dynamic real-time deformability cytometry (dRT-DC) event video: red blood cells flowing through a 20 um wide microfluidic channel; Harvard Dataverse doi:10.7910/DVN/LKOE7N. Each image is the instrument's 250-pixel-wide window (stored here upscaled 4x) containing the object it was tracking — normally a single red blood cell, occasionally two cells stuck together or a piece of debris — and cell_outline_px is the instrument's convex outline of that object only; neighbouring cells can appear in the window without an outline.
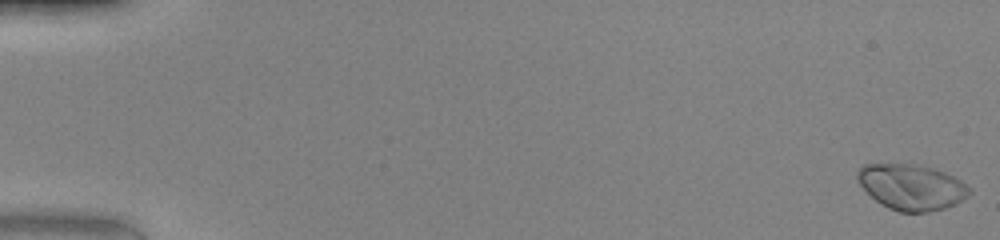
{"species": "human", "species_latin": "Homo sapiens", "temperature_condition": "warm", "stored_images_in_passage": 50, "camera_frame_rate_fps": 3000, "um_per_image_px": 0.085, "donor": {"sex": "female"}, "frame": {"image": 1, "passage_image": 1, "time_ms": 0.0, "image_size_px": [1000, 240], "cell_outline_px": [[972, 192], [968, 196], [956, 204], [944, 208], [928, 212], [900, 212], [888, 208], [880, 204], [856, 180], [856, 172], [864, 164], [916, 164], [932, 168], [944, 172], [960, 180], [972, 188]], "centroid_in_image_um": [77.49, 15.9], "position_along_channel_um": 7.5, "area_um2": 29.82}}
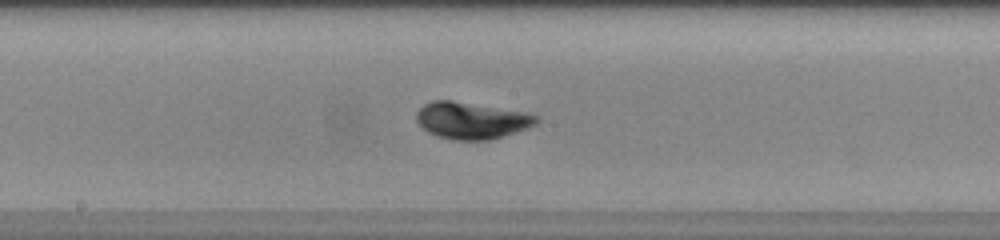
{"frame": {"image": 2, "passage_image": 28, "time_ms": 9.0, "image_size_px": [1000, 240], "cell_outline_px": [[540, 120], [536, 124], [528, 128], [488, 140], [452, 140], [436, 136], [428, 132], [416, 120], [416, 112], [424, 104], [432, 100], [452, 100], [528, 112], [540, 116]], "centroid_in_image_um": [40.1, 10.23], "position_along_channel_um": 208.1, "area_um2": 25.89}}
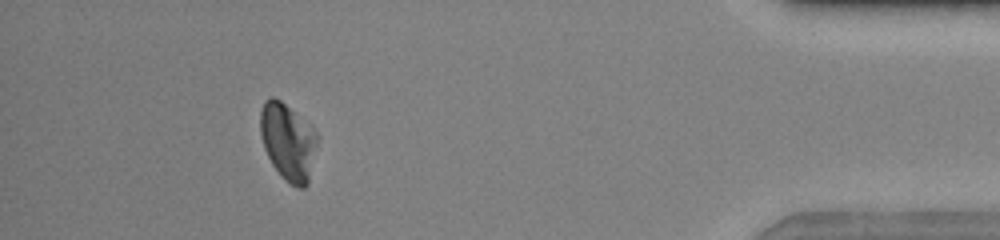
{"frame": {"image": 3, "passage_image": 46, "time_ms": 15.0, "image_size_px": [1000, 240], "cell_outline_px": [[320, 136], [308, 184], [304, 188], [300, 188], [284, 180], [272, 164], [264, 148], [260, 132], [260, 112], [264, 100], [272, 96], [280, 100], [312, 124]], "centroid_in_image_um": [24.52, 12.02], "position_along_channel_um": 410.7, "area_um2": 26.13}, "authors_computed_cell_mechanics": {"area_um2": 25.8944, "velocity_mm_per_s": 4.208, "shape_relaxation_time_tau1_ms": 2.0061, "shape_relaxation_time_tau2_ms": null, "deformation_change_tau1": 0.1493, "deformation_change_tau2": null}}